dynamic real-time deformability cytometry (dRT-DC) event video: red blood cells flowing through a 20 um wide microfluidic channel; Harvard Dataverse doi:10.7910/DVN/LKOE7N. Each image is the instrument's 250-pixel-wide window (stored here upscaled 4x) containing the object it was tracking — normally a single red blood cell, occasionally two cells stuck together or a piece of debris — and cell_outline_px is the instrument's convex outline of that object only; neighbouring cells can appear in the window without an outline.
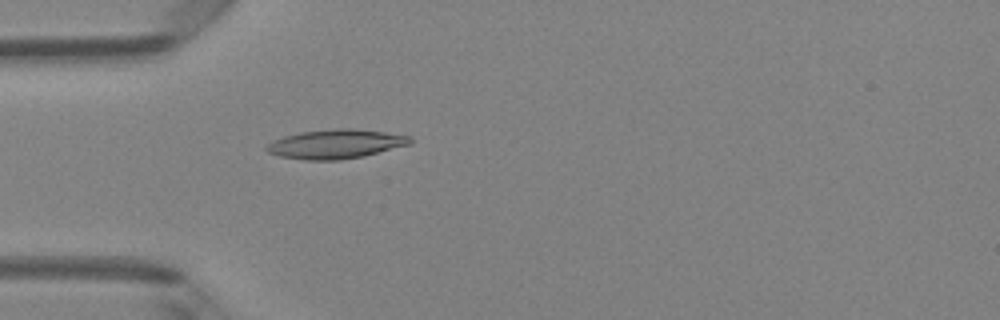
{"species": "Egyptian fruit bat (a non-hibernating species)", "species_latin": "Rousettus aegyptiacus", "temperature_condition": "room temperature", "stored_images_in_passage": 39, "camera_frame_rate_fps": 3000, "um_per_image_px": 0.085, "animal": {"sex": "female"}, "frame": {"image": 1, "passage_image": 5, "time_ms": 1.333, "image_size_px": [1000, 320], "cell_outline_px": [[412, 140], [408, 144], [364, 156], [340, 160], [304, 160], [280, 156], [268, 152], [264, 148], [268, 144], [284, 136], [300, 132], [336, 128], [352, 128], [384, 132], [412, 136]], "centroid_in_image_um": [28.52, 12.24], "position_along_channel_um": 56.5, "area_um2": 24.22}}
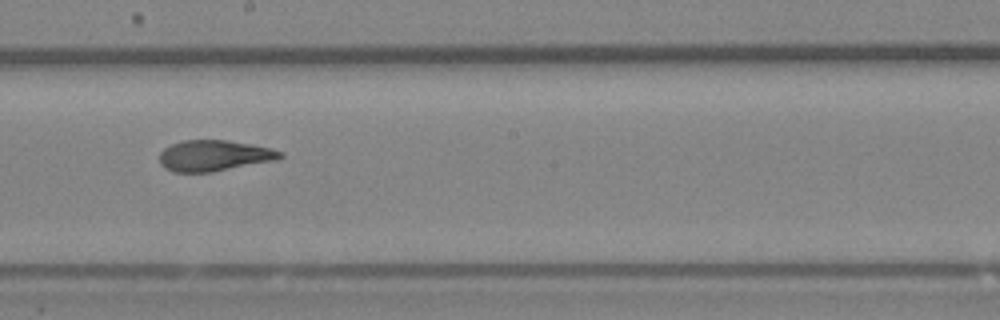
{"frame": {"image": 2, "passage_image": 18, "time_ms": 5.667, "image_size_px": [1000, 320], "cell_outline_px": [[284, 156], [276, 160], [212, 172], [172, 172], [164, 168], [160, 164], [160, 152], [164, 148], [172, 144], [184, 140], [228, 140], [252, 144], [284, 152]], "centroid_in_image_um": [18.19, 13.23], "position_along_channel_um": 230.0, "area_um2": 21.79}}
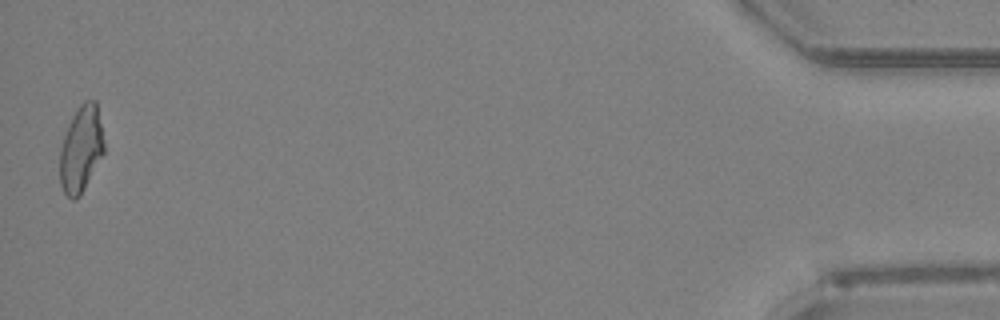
{"frame": {"image": 3, "passage_image": 39, "time_ms": 12.667, "image_size_px": [1000, 320], "cell_outline_px": [[104, 152], [80, 196], [76, 200], [72, 200], [64, 192], [60, 184], [60, 148], [64, 136], [72, 116], [80, 104], [84, 100], [96, 100], [104, 140]], "centroid_in_image_um": [6.89, 12.67], "position_along_channel_um": 428.3, "area_um2": 22.14}, "authors_computed_cell_mechanics": {"area_um2": 21.964, "velocity_mm_per_s": 4.1295, "shape_relaxation_time_tau1_ms": null, "shape_relaxation_time_tau2_ms": 1.914, "deformation_change_tau1": null, "deformation_change_tau2": 0.0875}}